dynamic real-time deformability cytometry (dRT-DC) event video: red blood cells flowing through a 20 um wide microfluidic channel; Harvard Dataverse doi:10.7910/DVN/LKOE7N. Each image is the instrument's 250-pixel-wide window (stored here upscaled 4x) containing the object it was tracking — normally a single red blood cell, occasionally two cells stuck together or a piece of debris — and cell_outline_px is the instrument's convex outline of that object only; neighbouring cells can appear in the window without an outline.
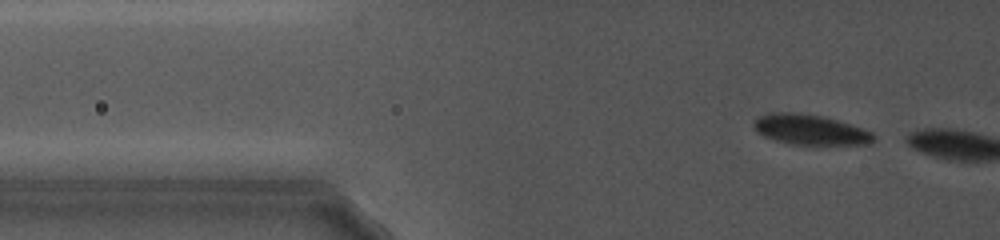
{"species": "common noctule bat (a hibernating species)", "species_latin": "Nyctalus noctula", "temperature_condition": "cold", "stored_images_in_passage": 14, "camera_frame_rate_fps": 5000, "um_per_image_px": 0.085, "animal": {"sex": "female", "body_mass_g": 19.0, "forearm_length_mm": 56.7}, "frame": {"image": 1, "passage_image": 5, "time_ms": 0.6, "image_size_px": [1000, 240], "cell_outline_px": [[876, 136], [872, 140], [864, 144], [800, 144], [776, 140], [760, 132], [752, 124], [752, 120], [756, 116], [768, 112], [796, 112], [824, 116], [852, 124], [864, 128], [872, 132]], "centroid_in_image_um": [68.86, 10.98], "position_along_channel_um": 56.9, "area_um2": 20.92}}